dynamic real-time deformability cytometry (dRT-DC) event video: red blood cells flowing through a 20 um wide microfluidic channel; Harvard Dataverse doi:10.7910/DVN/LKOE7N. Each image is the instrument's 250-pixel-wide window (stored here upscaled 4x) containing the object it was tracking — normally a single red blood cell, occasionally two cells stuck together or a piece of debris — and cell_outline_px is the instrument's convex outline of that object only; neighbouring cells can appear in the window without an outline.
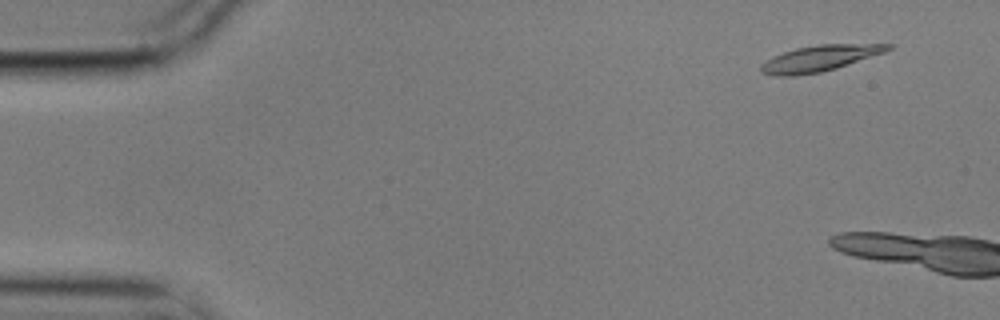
{"species": "common noctule bat (a hibernating species)", "species_latin": "Nyctalus noctula", "temperature_condition": "cold", "stored_images_in_passage": 2, "camera_frame_rate_fps": 3000, "um_per_image_px": 0.085, "animal": {"sex": "male", "body_mass_g": 17.9}, "frame": {"image": 1, "passage_image": 1, "time_ms": 0.0, "image_size_px": [1000, 320], "cell_outline_px": [[892, 48], [884, 52], [836, 68], [820, 72], [796, 76], [776, 76], [760, 72], [760, 64], [784, 52], [796, 48], [816, 44], [892, 44]], "centroid_in_image_um": [69.64, 4.96], "position_along_channel_um": 15.4, "area_um2": 18.96}}